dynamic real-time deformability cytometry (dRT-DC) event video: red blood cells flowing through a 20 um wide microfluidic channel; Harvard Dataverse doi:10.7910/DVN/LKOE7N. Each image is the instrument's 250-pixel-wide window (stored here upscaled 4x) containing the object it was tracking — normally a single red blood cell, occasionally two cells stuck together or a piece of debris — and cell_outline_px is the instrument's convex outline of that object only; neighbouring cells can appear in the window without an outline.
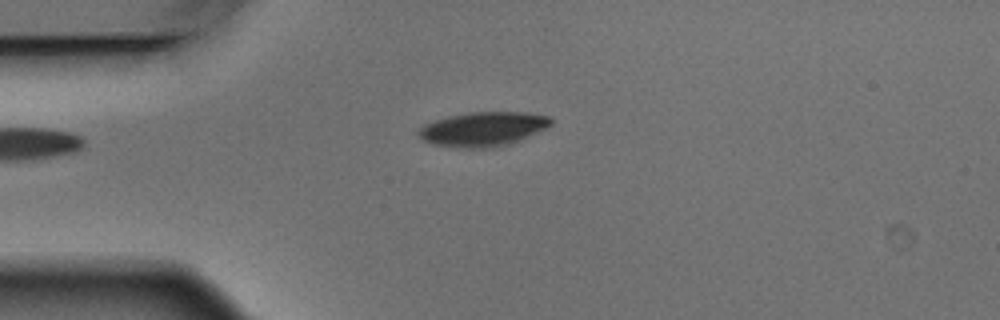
{"species": "Egyptian fruit bat (a non-hibernating species)", "species_latin": "Rousettus aegyptiacus", "temperature_condition": "warm", "stored_images_in_passage": 2, "camera_frame_rate_fps": 3000, "um_per_image_px": 0.085, "animal": {"sex": "male"}, "frame": {"image": 1, "passage_image": 1, "time_ms": 0.0, "image_size_px": [1000, 320], "cell_outline_px": [[552, 124], [544, 128], [508, 144], [492, 148], [464, 148], [432, 144], [424, 140], [416, 132], [424, 124], [448, 116], [468, 112], [528, 112], [548, 116], [552, 120]], "centroid_in_image_um": [41.02, 10.96], "position_along_channel_um": 44.0, "area_um2": 26.18}}